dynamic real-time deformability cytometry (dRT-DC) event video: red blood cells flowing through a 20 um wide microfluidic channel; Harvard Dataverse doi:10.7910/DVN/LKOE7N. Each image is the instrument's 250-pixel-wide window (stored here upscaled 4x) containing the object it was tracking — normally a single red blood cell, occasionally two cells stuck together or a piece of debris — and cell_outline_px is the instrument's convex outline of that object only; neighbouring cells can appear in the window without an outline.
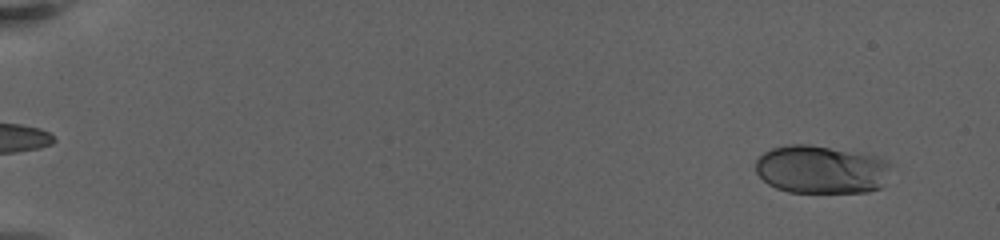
{"species": "human", "species_latin": "Homo sapiens", "temperature_condition": "warm", "stored_images_in_passage": 9, "camera_frame_rate_fps": 3000, "um_per_image_px": 0.085, "donor": {"sex": "female"}, "frame": {"image": 1, "passage_image": 4, "time_ms": 1.667, "image_size_px": [1000, 240], "cell_outline_px": [[888, 168], [884, 184], [880, 188], [868, 192], [788, 192], [776, 188], [768, 184], [756, 172], [756, 160], [764, 152], [772, 148], [788, 144], [808, 144], [864, 152], [880, 156], [888, 160]], "centroid_in_image_um": [69.81, 14.39], "position_along_channel_um": 15.2, "area_um2": 38.38}}
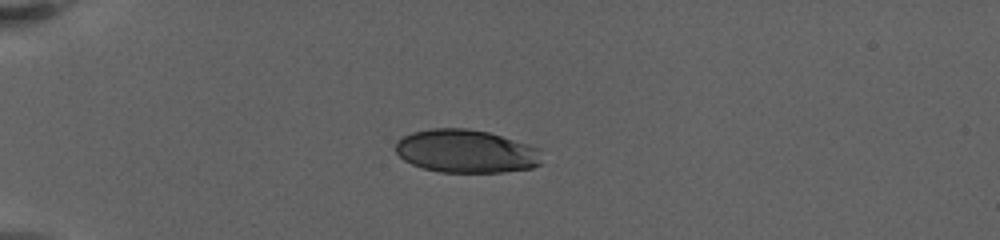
{"frame": {"image": 2, "passage_image": 8, "time_ms": 6.333, "image_size_px": [1000, 240], "cell_outline_px": [[540, 164], [532, 168], [504, 172], [440, 172], [424, 168], [412, 164], [404, 160], [396, 152], [396, 140], [412, 132], [432, 128], [468, 128], [488, 132], [528, 144], [536, 148]], "centroid_in_image_um": [39.56, 12.85], "position_along_channel_um": 45.4, "area_um2": 36.53}}